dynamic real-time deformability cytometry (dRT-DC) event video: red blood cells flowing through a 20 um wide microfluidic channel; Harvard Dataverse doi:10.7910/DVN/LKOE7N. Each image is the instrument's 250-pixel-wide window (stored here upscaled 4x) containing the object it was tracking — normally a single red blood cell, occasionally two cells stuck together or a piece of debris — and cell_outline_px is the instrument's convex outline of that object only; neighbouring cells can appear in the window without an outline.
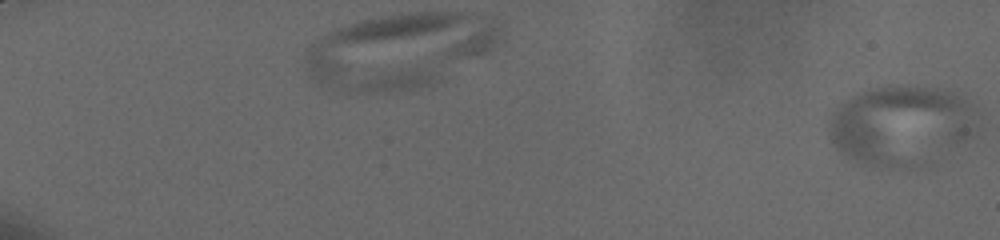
{"species": "human", "species_latin": "Homo sapiens", "temperature_condition": "cold", "stored_images_in_passage": 3, "camera_frame_rate_fps": 3000, "um_per_image_px": 0.085, "donor": {"sex": "male"}, "frame": {"image": 1, "passage_image": 3, "time_ms": 0.667, "image_size_px": [1000, 240], "cell_outline_px": [[972, 108], [968, 136], [964, 140], [904, 164], [892, 168], [864, 164], [836, 152], [828, 136], [828, 120], [836, 108], [844, 100], [868, 88], [888, 84], [936, 88], [952, 92], [964, 100]], "centroid_in_image_um": [76.33, 10.55], "position_along_channel_um": 8.7, "area_um2": 65.78}}